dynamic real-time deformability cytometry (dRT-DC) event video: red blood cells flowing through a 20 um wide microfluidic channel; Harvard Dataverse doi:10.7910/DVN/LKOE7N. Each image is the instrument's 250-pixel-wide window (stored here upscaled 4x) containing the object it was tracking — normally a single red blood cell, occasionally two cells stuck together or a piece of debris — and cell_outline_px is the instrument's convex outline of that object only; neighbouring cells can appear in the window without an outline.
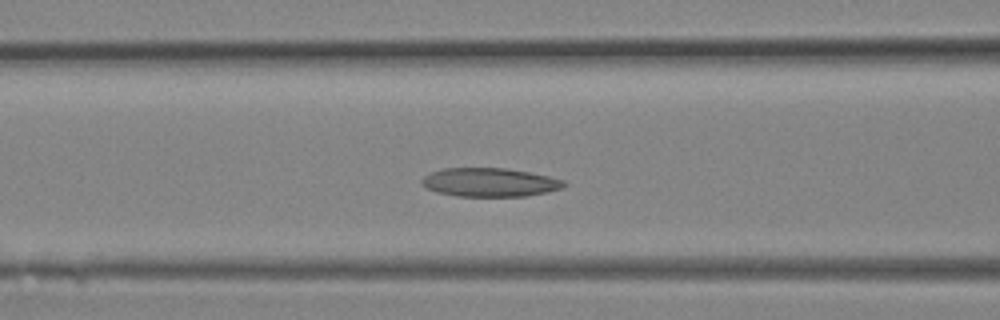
{"species": "Egyptian fruit bat (a non-hibernating species)", "species_latin": "Rousettus aegyptiacus", "temperature_condition": "room temperature", "stored_images_in_passage": 14, "camera_frame_rate_fps": 3000, "um_per_image_px": 0.085, "animal": {"sex": "female"}, "frame": {"image": 1, "passage_image": 10, "time_ms": 3.0, "image_size_px": [1000, 320], "cell_outline_px": [[568, 184], [564, 188], [524, 196], [456, 196], [436, 192], [424, 188], [420, 184], [420, 180], [428, 172], [444, 168], [508, 168], [548, 176], [564, 180]], "centroid_in_image_um": [41.57, 15.49], "position_along_channel_um": 125.0, "area_um2": 23.99}}
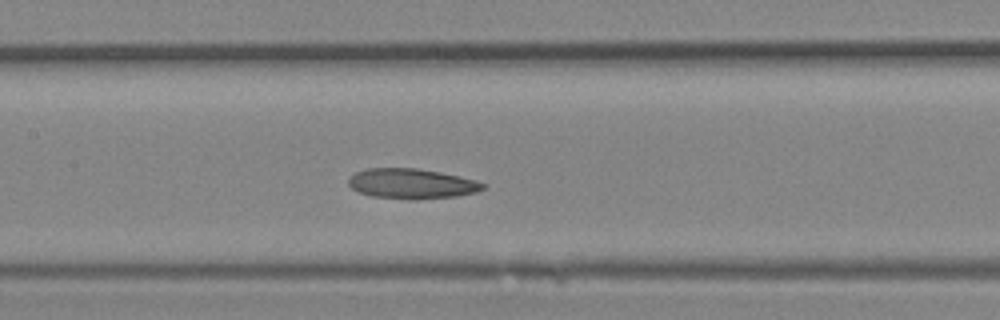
{"frame": {"image": 2, "passage_image": 12, "time_ms": 3.667, "image_size_px": [1000, 320], "cell_outline_px": [[488, 184], [484, 188], [476, 192], [456, 196], [416, 200], [412, 200], [372, 196], [360, 192], [352, 188], [348, 184], [348, 180], [356, 172], [368, 168], [416, 168], [440, 172], [476, 180]], "centroid_in_image_um": [35.02, 15.62], "position_along_channel_um": 172.4, "area_um2": 23.58}}
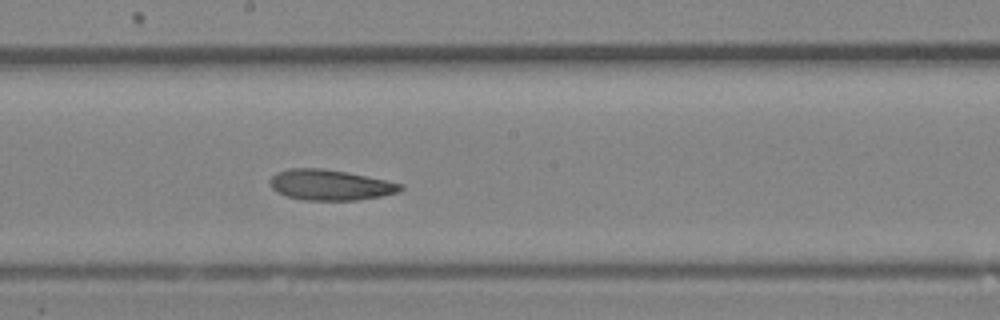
{"frame": {"image": 3, "passage_image": 14, "time_ms": 4.333, "image_size_px": [1000, 320], "cell_outline_px": [[404, 188], [400, 192], [380, 196], [356, 200], [304, 200], [288, 196], [276, 192], [272, 188], [268, 180], [276, 172], [288, 168], [324, 168], [404, 184]], "centroid_in_image_um": [28.03, 15.72], "position_along_channel_um": 220.2, "area_um2": 23.18}}